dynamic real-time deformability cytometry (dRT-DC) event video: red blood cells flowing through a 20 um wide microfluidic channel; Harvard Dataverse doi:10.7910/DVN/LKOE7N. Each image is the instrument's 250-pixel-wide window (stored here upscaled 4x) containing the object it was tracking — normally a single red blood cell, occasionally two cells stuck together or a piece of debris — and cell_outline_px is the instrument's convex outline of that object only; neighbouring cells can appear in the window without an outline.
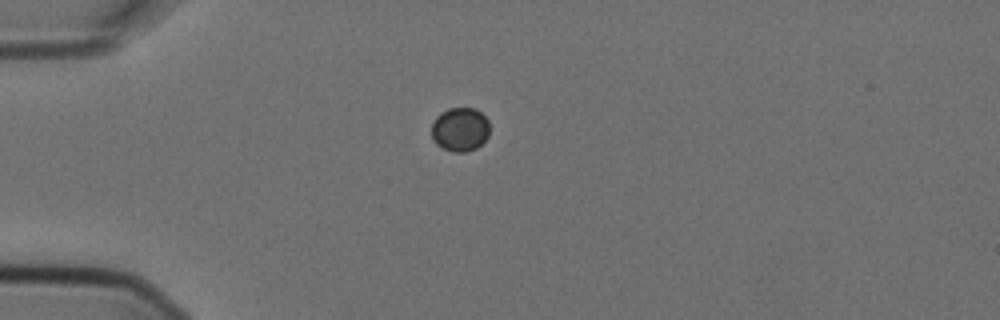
{"species": "Egyptian fruit bat (a non-hibernating species)", "species_latin": "Rousettus aegyptiacus", "temperature_condition": "cold", "stored_images_in_passage": 6, "camera_frame_rate_fps": 3000, "um_per_image_px": 0.085, "animal": {"sex": "female"}, "frame": {"image": 1, "passage_image": 1, "time_ms": 0.0, "image_size_px": [1000, 320], "cell_outline_px": [[488, 136], [476, 148], [464, 152], [452, 152], [436, 144], [432, 136], [432, 124], [436, 116], [440, 112], [448, 108], [476, 108], [488, 120]], "centroid_in_image_um": [39.09, 10.98], "position_along_channel_um": 45.9, "area_um2": 14.8}}
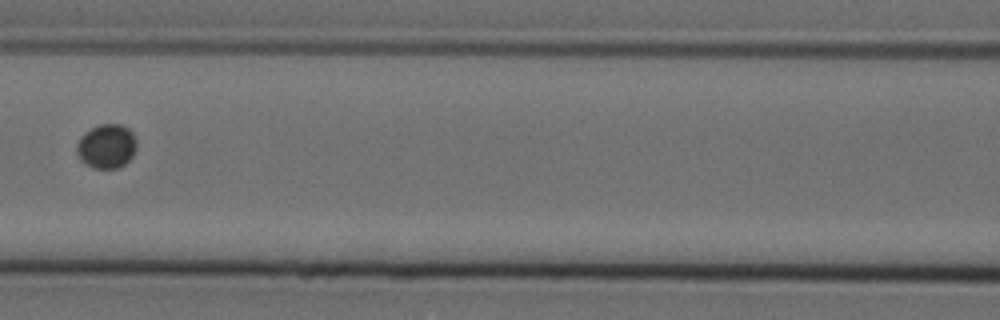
{"frame": {"image": 2, "passage_image": 4, "time_ms": 1.0, "image_size_px": [1000, 320], "cell_outline_px": [[136, 148], [132, 156], [124, 164], [116, 168], [92, 168], [80, 160], [76, 152], [76, 144], [80, 136], [84, 132], [100, 124], [120, 124], [128, 128], [132, 132], [136, 140]], "centroid_in_image_um": [9.03, 12.42], "position_along_channel_um": 157.6, "area_um2": 15.49}}
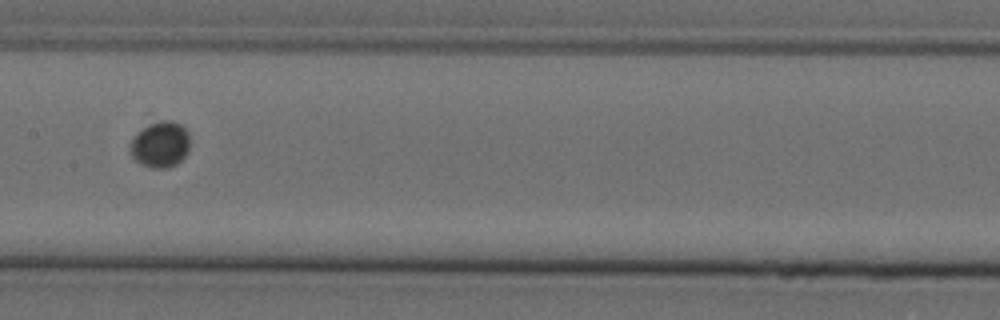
{"frame": {"image": 3, "passage_image": 5, "time_ms": 1.333, "image_size_px": [1000, 320], "cell_outline_px": [[188, 152], [176, 164], [168, 168], [152, 168], [136, 160], [128, 152], [132, 140], [148, 124], [160, 120], [172, 120], [180, 124], [188, 132]], "centroid_in_image_um": [13.63, 12.28], "position_along_channel_um": 193.8, "area_um2": 15.78}}